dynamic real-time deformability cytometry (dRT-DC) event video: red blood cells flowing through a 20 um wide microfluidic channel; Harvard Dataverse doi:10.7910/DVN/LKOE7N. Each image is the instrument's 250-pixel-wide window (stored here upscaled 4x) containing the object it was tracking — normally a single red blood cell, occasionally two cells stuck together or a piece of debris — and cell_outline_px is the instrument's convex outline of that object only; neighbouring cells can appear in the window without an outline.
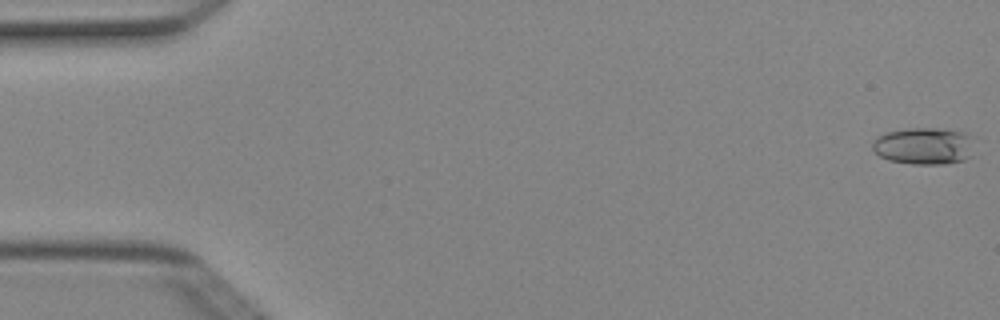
{"species": "Egyptian fruit bat (a non-hibernating species)", "species_latin": "Rousettus aegyptiacus", "temperature_condition": "cold", "stored_images_in_passage": 4, "camera_frame_rate_fps": 3000, "um_per_image_px": 0.085, "animal": {"sex": "female"}, "frame": {"image": 1, "passage_image": 1, "time_ms": 0.0, "image_size_px": [1000, 320], "cell_outline_px": [[972, 156], [964, 160], [944, 164], [912, 164], [888, 160], [880, 156], [872, 148], [872, 144], [880, 136], [888, 132], [912, 128], [936, 128], [968, 132]], "centroid_in_image_um": [78.54, 12.42], "position_along_channel_um": 6.5, "area_um2": 21.68}}
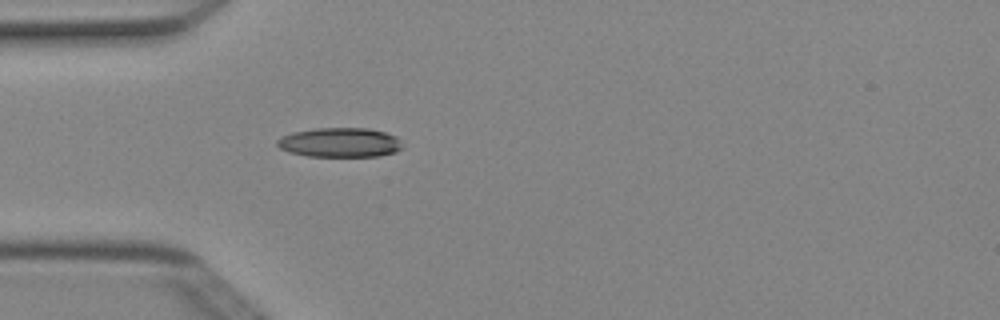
{"frame": {"image": 2, "passage_image": 4, "time_ms": 1.0, "image_size_px": [1000, 320], "cell_outline_px": [[404, 148], [396, 152], [380, 156], [308, 156], [288, 152], [280, 148], [276, 144], [276, 140], [280, 136], [292, 132], [316, 128], [368, 128], [384, 132], [396, 136], [400, 140]], "centroid_in_image_um": [28.89, 12.11], "position_along_channel_um": 56.1, "area_um2": 21.73}}